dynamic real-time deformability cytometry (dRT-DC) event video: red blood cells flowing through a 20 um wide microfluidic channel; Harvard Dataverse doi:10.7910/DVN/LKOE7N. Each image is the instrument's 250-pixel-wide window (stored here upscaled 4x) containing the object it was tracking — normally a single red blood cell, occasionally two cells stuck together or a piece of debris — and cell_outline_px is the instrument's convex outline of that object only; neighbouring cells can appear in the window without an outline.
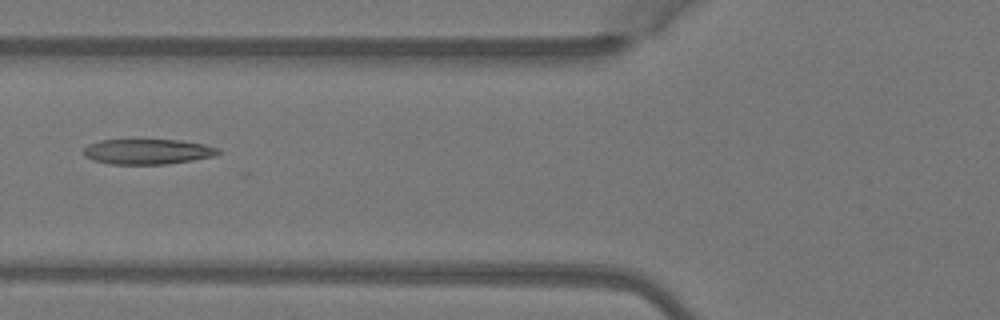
{"species": "Egyptian fruit bat (a non-hibernating species)", "species_latin": "Rousettus aegyptiacus", "temperature_condition": "warm", "stored_images_in_passage": 4, "camera_frame_rate_fps": 3000, "um_per_image_px": 0.085, "animal": {"sex": "female"}, "frame": {"image": 1, "passage_image": 4, "time_ms": 1.0, "image_size_px": [1000, 320], "cell_outline_px": [[220, 152], [216, 156], [168, 164], [108, 164], [92, 160], [84, 156], [84, 148], [88, 144], [100, 140], [180, 140], [204, 144], [220, 148]], "centroid_in_image_um": [12.55, 12.89], "position_along_channel_um": 113.2, "area_um2": 19.94}}